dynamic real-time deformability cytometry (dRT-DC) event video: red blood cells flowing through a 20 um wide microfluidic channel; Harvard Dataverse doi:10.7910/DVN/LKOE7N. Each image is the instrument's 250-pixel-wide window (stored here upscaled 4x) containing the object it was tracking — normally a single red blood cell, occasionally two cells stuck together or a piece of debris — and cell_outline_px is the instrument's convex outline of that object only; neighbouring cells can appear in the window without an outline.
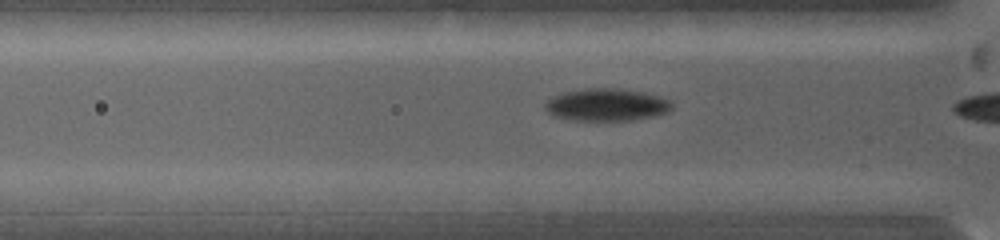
{"species": "common noctule bat (a hibernating species)", "species_latin": "Nyctalus noctula", "temperature_condition": "warm", "stored_images_in_passage": 18, "camera_frame_rate_fps": 5000, "um_per_image_px": 0.085, "animal": {"sex": "female", "body_mass_g": 19.0, "forearm_length_mm": 53.3}, "frame": {"image": 1, "passage_image": 6, "time_ms": 1.2, "image_size_px": [1000, 240], "cell_outline_px": [[672, 108], [668, 112], [656, 116], [632, 120], [596, 124], [572, 120], [552, 116], [544, 108], [544, 100], [560, 92], [584, 88], [620, 88], [644, 92], [660, 96], [672, 100]], "centroid_in_image_um": [51.51, 8.94], "position_along_channel_um": 74.3, "area_um2": 25.37}}
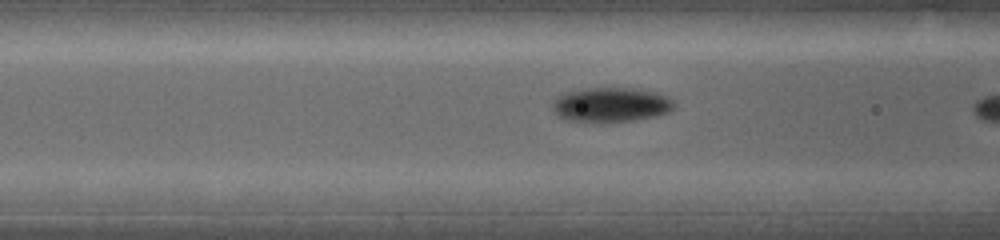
{"frame": {"image": 2, "passage_image": 11, "time_ms": 2.2, "image_size_px": [1000, 240], "cell_outline_px": [[676, 108], [668, 112], [656, 116], [632, 120], [604, 124], [596, 124], [568, 120], [556, 116], [552, 108], [552, 100], [564, 92], [584, 88], [632, 88], [656, 92], [668, 96], [676, 104]], "centroid_in_image_um": [51.9, 8.93], "position_along_channel_um": 114.7, "area_um2": 25.32}}